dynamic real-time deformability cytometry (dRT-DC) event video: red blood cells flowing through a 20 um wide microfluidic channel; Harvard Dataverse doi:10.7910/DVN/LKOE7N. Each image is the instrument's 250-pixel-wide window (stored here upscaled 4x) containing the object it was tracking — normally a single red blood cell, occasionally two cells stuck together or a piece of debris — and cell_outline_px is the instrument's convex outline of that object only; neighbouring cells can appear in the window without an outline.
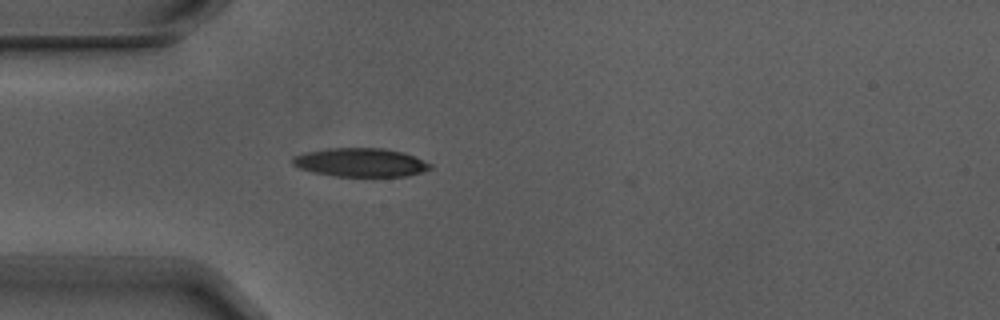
{"species": "Egyptian fruit bat (a non-hibernating species)", "species_latin": "Rousettus aegyptiacus", "temperature_condition": "warm", "stored_images_in_passage": 1, "camera_frame_rate_fps": 3000, "um_per_image_px": 0.085, "animal": {"sex": "male"}, "frame": {"image": 1, "passage_image": 1, "time_ms": 0.0, "image_size_px": [1000, 320], "cell_outline_px": [[432, 168], [424, 172], [408, 176], [336, 176], [312, 172], [300, 168], [292, 164], [292, 156], [304, 152], [328, 148], [384, 148], [404, 152], [432, 164]], "centroid_in_image_um": [30.65, 13.8], "position_along_channel_um": 54.3, "area_um2": 23.12}}